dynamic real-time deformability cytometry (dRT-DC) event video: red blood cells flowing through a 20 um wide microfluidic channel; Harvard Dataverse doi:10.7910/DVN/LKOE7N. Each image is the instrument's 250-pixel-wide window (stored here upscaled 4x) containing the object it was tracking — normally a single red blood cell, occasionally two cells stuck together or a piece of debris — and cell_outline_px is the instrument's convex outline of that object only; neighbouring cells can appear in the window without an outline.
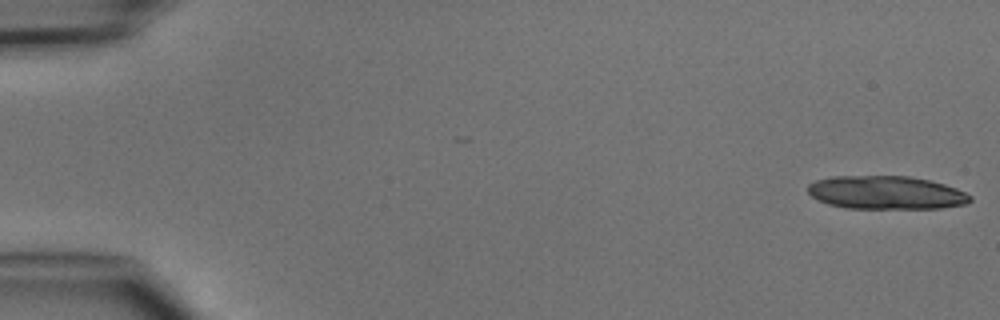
{"species": "common noctule bat (a hibernating species)", "species_latin": "Nyctalus noctula", "temperature_condition": "cold", "stored_images_in_passage": 7, "camera_frame_rate_fps": 3000, "um_per_image_px": 0.085, "animal": {"sex": "male", "body_mass_g": 15.6}, "frame": {"image": 1, "passage_image": 1, "time_ms": 0.0, "image_size_px": [1000, 320], "cell_outline_px": [[972, 200], [968, 204], [940, 208], [844, 208], [828, 204], [812, 196], [808, 192], [808, 184], [816, 180], [832, 176], [908, 176], [928, 180], [944, 184], [956, 188], [972, 196]], "centroid_in_image_um": [75.33, 16.37], "position_along_channel_um": 9.7, "area_um2": 31.5}}